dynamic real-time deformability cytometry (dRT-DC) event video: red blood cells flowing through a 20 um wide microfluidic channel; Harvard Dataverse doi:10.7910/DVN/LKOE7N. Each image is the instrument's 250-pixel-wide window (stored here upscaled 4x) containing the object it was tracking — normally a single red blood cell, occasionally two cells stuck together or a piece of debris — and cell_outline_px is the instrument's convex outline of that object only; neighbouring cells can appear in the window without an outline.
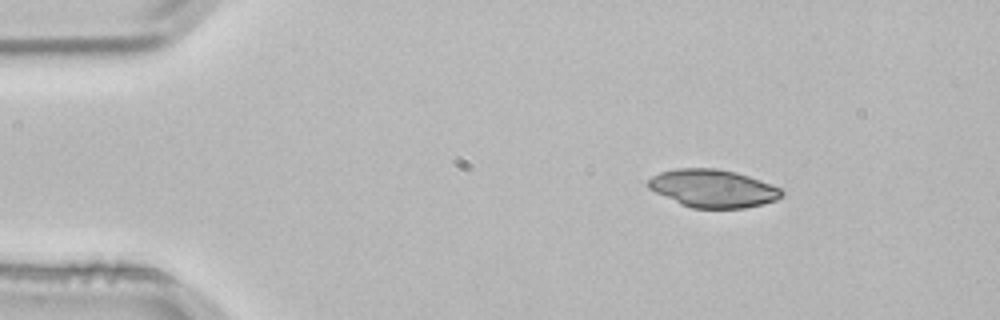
{"species": "common noctule bat (a hibernating species)", "species_latin": "Nyctalus noctula", "temperature_condition": "room temperature", "stored_images_in_passage": 2, "camera_frame_rate_fps": 3000, "um_per_image_px": 0.085, "animal": {"sex": "male", "body_mass_g": 21.5, "forearm_length_mm": 52.0}, "frame": {"image": 1, "passage_image": 1, "time_ms": 0.0, "image_size_px": [1000, 320], "cell_outline_px": [[784, 192], [776, 200], [764, 204], [744, 208], [692, 208], [680, 204], [648, 188], [644, 184], [652, 176], [660, 172], [676, 168], [716, 168], [736, 172], [772, 184], [780, 188]], "centroid_in_image_um": [60.58, 16.01], "position_along_channel_um": 24.4, "area_um2": 29.54}}